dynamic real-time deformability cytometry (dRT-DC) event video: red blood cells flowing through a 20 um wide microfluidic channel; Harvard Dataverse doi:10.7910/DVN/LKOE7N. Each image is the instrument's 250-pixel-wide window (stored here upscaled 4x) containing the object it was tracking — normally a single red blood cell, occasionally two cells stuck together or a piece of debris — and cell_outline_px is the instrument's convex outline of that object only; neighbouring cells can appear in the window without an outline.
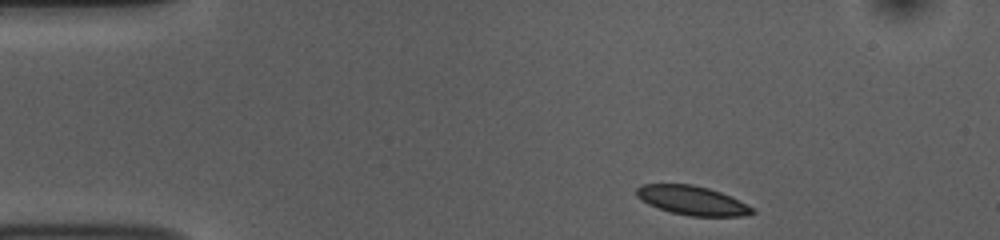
{"species": "common noctule bat (a hibernating species)", "species_latin": "Nyctalus noctula", "temperature_condition": "room temperature", "stored_images_in_passage": 46, "camera_frame_rate_fps": 3000, "um_per_image_px": 0.085, "animal": {"sex": "female", "body_mass_g": 10.0, "forearm_length_mm": 53.1}, "frame": {"image": 1, "passage_image": 1, "time_ms": 0.0, "image_size_px": [1000, 240], "cell_outline_px": [[756, 212], [744, 216], [688, 216], [672, 212], [648, 204], [636, 196], [636, 188], [640, 184], [692, 184], [708, 188], [720, 192], [756, 208]], "centroid_in_image_um": [58.85, 17.04], "position_along_channel_um": 26.2, "area_um2": 19.59}}
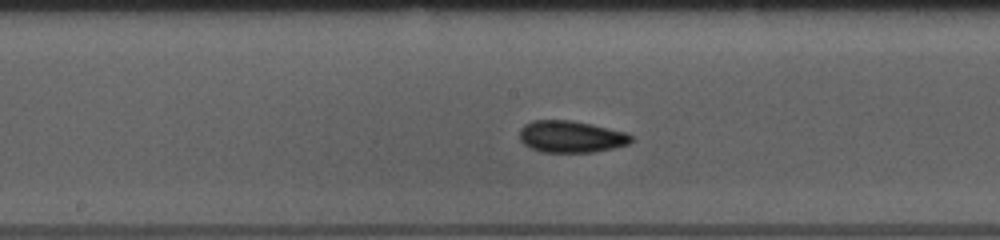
{"frame": {"image": 2, "passage_image": 20, "time_ms": 6.333, "image_size_px": [1000, 240], "cell_outline_px": [[632, 140], [628, 144], [612, 148], [592, 152], [544, 152], [532, 148], [524, 144], [520, 140], [520, 128], [524, 124], [532, 120], [572, 120], [592, 124], [628, 132], [632, 136]], "centroid_in_image_um": [48.54, 11.6], "position_along_channel_um": 199.7, "area_um2": 20.75}}
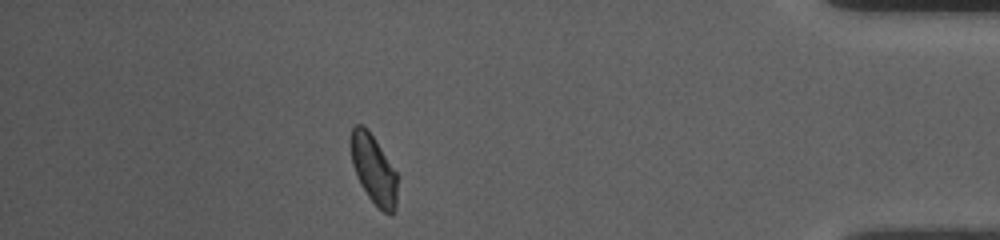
{"frame": {"image": 3, "passage_image": 40, "time_ms": 13.0, "image_size_px": [1000, 240], "cell_outline_px": [[396, 208], [392, 216], [384, 212], [368, 196], [360, 184], [352, 164], [352, 128], [356, 124], [364, 124], [368, 128], [396, 172]], "centroid_in_image_um": [31.76, 14.4], "position_along_channel_um": 403.4, "area_um2": 18.32}, "authors_computed_cell_mechanics": {"area_um2": 19.6231, "velocity_mm_per_s": 3.7185, "shape_relaxation_time_tau1_ms": 3.2563, "shape_relaxation_time_tau2_ms": 2.2594, "deformation_change_tau1": 0.0892, "deformation_change_tau2": 0.0552}}